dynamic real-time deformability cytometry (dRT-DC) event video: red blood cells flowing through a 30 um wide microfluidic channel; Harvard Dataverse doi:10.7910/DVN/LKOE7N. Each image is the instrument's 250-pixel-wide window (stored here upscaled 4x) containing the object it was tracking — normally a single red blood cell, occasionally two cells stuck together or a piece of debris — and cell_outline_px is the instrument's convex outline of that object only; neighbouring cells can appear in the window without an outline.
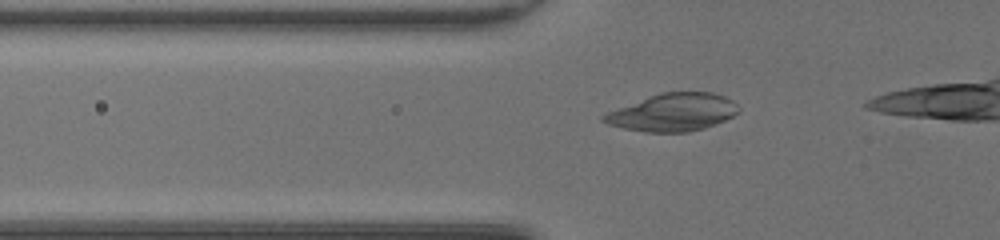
{"species": "common noctule bat (a hibernating species)", "species_latin": "Nyctalus noctula", "temperature_condition": "room temperature", "stored_images_in_passage": 31, "camera_frame_rate_fps": 3000, "um_per_image_px": 0.085, "animal": {"sex": "female", "body_mass_g": 20.0, "forearm_length_mm": 54.0}, "frame": {"image": 1, "passage_image": 5, "time_ms": 1.333, "image_size_px": [1000, 240], "cell_outline_px": [[740, 112], [716, 124], [704, 128], [688, 132], [644, 132], [624, 128], [608, 124], [600, 120], [600, 116], [608, 112], [648, 96], [660, 92], [712, 92], [724, 96], [732, 100], [740, 108]], "centroid_in_image_um": [57.2, 9.55], "position_along_channel_um": 68.6, "area_um2": 29.59}}
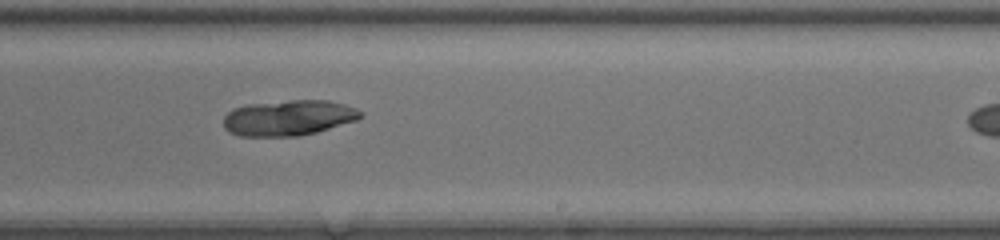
{"frame": {"image": 2, "passage_image": 19, "time_ms": 6.0, "image_size_px": [1000, 240], "cell_outline_px": [[364, 116], [356, 120], [316, 132], [300, 136], [240, 136], [228, 132], [224, 128], [224, 116], [232, 108], [248, 104], [292, 100], [328, 100], [344, 104], [356, 108]], "centroid_in_image_um": [24.5, 10.01], "position_along_channel_um": 264.5, "area_um2": 28.44}}
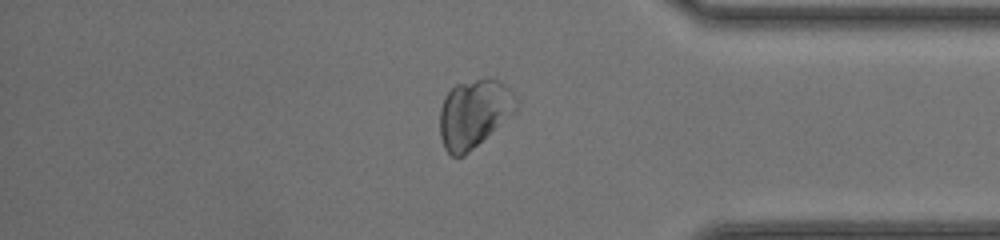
{"frame": {"image": 3, "passage_image": 29, "time_ms": 9.333, "image_size_px": [1000, 240], "cell_outline_px": [[520, 100], [516, 112], [464, 156], [452, 156], [444, 148], [440, 136], [440, 108], [444, 96], [456, 84], [476, 80], [496, 80], [504, 84]], "centroid_in_image_um": [40.3, 9.67], "position_along_channel_um": 394.9, "area_um2": 30.29}}